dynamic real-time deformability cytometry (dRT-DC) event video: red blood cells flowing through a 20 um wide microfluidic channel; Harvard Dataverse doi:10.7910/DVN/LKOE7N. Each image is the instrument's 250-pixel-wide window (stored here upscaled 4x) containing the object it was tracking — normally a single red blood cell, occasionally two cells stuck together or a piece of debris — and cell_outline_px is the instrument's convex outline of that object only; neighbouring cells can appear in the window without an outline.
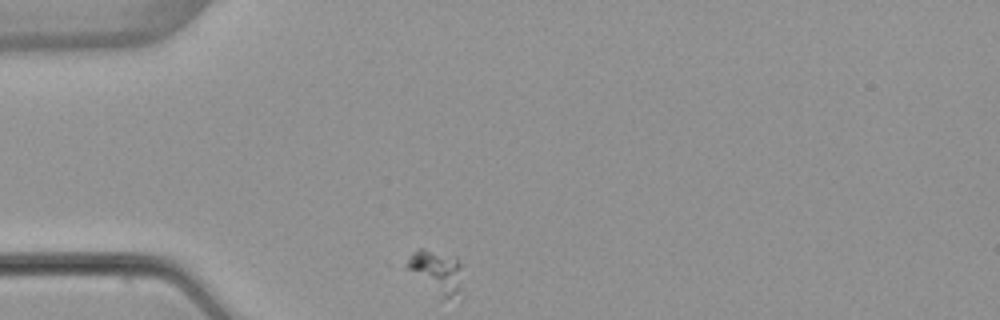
{"species": "common noctule bat (a hibernating species)", "species_latin": "Nyctalus noctula", "temperature_condition": "warm", "stored_images_in_passage": 2, "camera_frame_rate_fps": 3000, "um_per_image_px": 0.085, "animal": {"sex": "female", "body_mass_g": 22.7, "forearm_length_mm": 54.2}, "frame": {"image": 1, "passage_image": 1, "time_ms": 0.0, "image_size_px": [1000, 320], "cell_outline_px": [[464, 300], [460, 304], [440, 300], [400, 264], [412, 252], [420, 248], [424, 248], [456, 256], [460, 260], [464, 292]], "centroid_in_image_um": [37.17, 23.25], "position_along_channel_um": 47.8, "area_um2": 16.18}}